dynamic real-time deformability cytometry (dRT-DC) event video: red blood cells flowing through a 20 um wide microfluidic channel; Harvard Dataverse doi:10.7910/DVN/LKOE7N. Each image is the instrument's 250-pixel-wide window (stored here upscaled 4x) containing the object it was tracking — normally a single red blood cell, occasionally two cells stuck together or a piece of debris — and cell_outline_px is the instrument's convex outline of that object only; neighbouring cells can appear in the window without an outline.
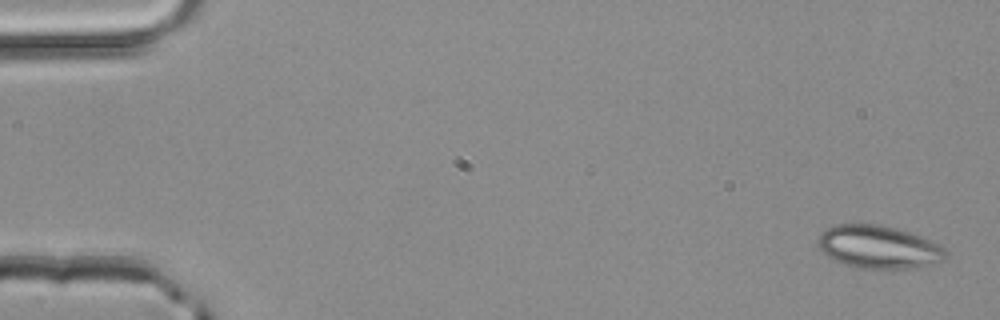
{"species": "common noctule bat (a hibernating species)", "species_latin": "Nyctalus noctula", "temperature_condition": "room temperature", "stored_images_in_passage": 3, "camera_frame_rate_fps": 3000, "um_per_image_px": 0.085, "animal": {"sex": "male", "body_mass_g": 20.4}, "frame": {"image": 1, "passage_image": 1, "time_ms": 0.0, "image_size_px": [1000, 320], "cell_outline_px": [[948, 252], [944, 260], [936, 264], [908, 268], [864, 268], [848, 264], [836, 260], [828, 256], [816, 244], [816, 240], [820, 232], [836, 224], [880, 224], [896, 228], [920, 236], [940, 244]], "centroid_in_image_um": [74.7, 20.98], "position_along_channel_um": 10.3, "area_um2": 31.85}}
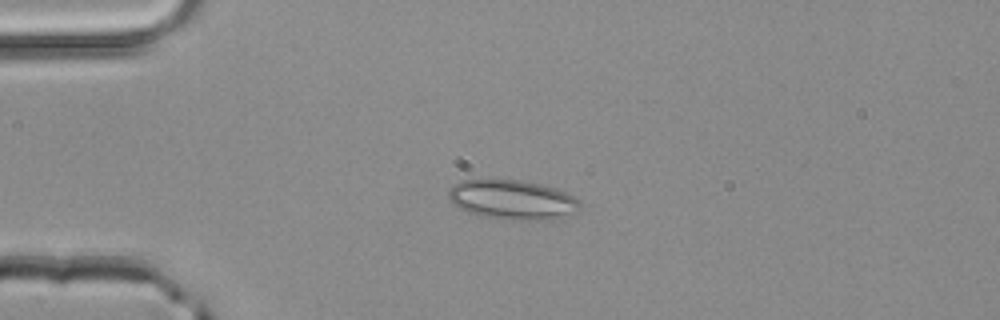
{"frame": {"image": 2, "passage_image": 3, "time_ms": 0.667, "image_size_px": [1000, 320], "cell_outline_px": [[584, 208], [560, 220], [520, 220], [480, 216], [468, 212], [460, 208], [448, 196], [448, 188], [452, 184], [460, 180], [520, 180], [540, 184], [556, 188], [580, 200]], "centroid_in_image_um": [43.63, 16.99], "position_along_channel_um": 41.4, "area_um2": 30.63}}